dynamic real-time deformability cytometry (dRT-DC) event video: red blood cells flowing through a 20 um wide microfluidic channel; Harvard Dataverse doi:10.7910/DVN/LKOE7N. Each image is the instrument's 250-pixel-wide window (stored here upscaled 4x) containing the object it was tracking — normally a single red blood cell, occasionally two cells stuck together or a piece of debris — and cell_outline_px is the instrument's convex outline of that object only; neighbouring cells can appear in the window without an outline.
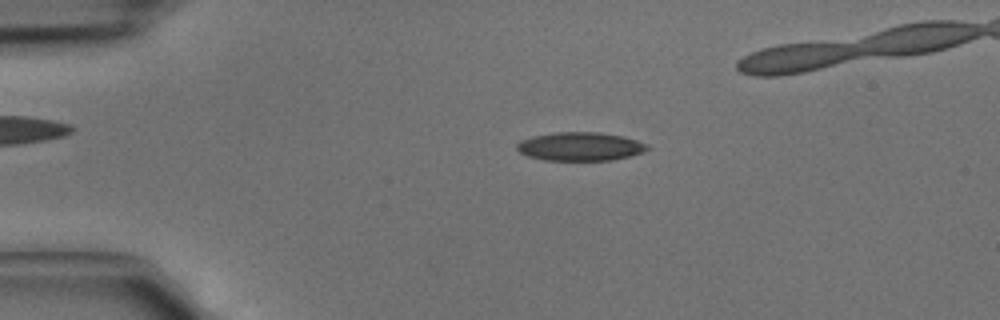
{"species": "common noctule bat (a hibernating species)", "species_latin": "Nyctalus noctula", "temperature_condition": "cold", "stored_images_in_passage": 4, "camera_frame_rate_fps": 3000, "um_per_image_px": 0.085, "animal": {"sex": "male", "body_mass_g": 15.6}, "frame": {"image": 1, "passage_image": 2, "time_ms": 0.333, "image_size_px": [1000, 320], "cell_outline_px": [[652, 148], [644, 152], [612, 160], [544, 160], [528, 156], [520, 152], [516, 148], [516, 144], [520, 140], [532, 136], [556, 132], [600, 132], [624, 136], [648, 144]], "centroid_in_image_um": [49.33, 12.44], "position_along_channel_um": 35.7, "area_um2": 21.85}}